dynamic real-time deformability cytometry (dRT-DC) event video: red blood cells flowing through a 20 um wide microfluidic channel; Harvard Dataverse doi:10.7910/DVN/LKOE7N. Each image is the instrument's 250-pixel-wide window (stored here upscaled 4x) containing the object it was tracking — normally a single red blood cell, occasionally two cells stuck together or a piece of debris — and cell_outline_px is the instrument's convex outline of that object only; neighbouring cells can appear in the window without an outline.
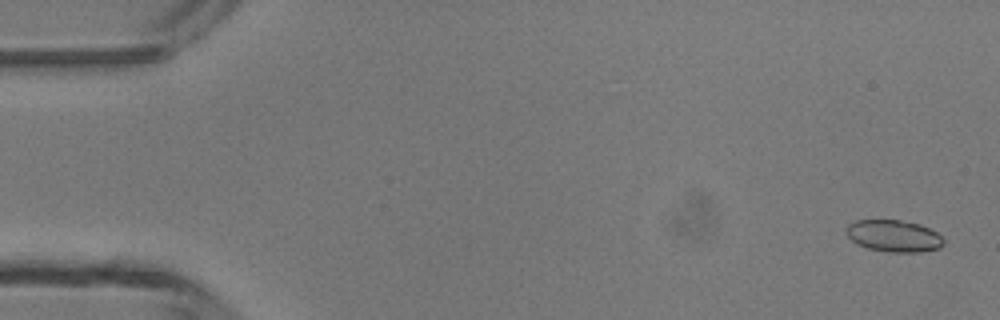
{"species": "common noctule bat (a hibernating species)", "species_latin": "Nyctalus noctula", "temperature_condition": "room temperature", "stored_images_in_passage": 5, "camera_frame_rate_fps": 3000, "um_per_image_px": 0.085, "animal": {"sex": "male", "body_mass_g": 13.3}, "frame": {"image": 1, "passage_image": 1, "time_ms": 0.0, "image_size_px": [1000, 320], "cell_outline_px": [[944, 244], [940, 248], [920, 252], [888, 252], [868, 248], [856, 244], [844, 232], [844, 228], [848, 224], [856, 220], [900, 220], [920, 224], [936, 232], [944, 240]], "centroid_in_image_um": [75.94, 20.05], "position_along_channel_um": 9.1, "area_um2": 18.21}}
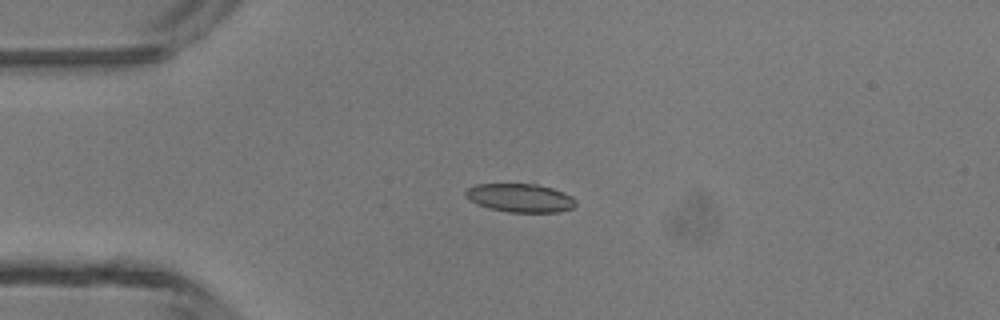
{"frame": {"image": 2, "passage_image": 4, "time_ms": 3.333, "image_size_px": [1000, 320], "cell_outline_px": [[576, 204], [572, 208], [560, 212], [508, 212], [488, 208], [476, 204], [464, 196], [464, 192], [468, 188], [476, 184], [536, 184], [552, 188], [572, 196], [576, 200]], "centroid_in_image_um": [44.2, 16.82], "position_along_channel_um": 40.8, "area_um2": 18.38}}